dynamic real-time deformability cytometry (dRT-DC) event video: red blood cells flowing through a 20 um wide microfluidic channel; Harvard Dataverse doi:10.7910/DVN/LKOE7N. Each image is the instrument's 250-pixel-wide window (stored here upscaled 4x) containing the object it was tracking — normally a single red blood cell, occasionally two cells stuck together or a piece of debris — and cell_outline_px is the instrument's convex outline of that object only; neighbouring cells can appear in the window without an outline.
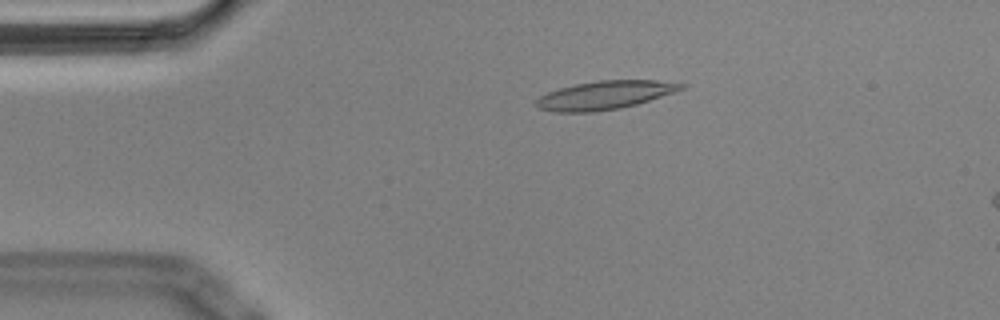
{"species": "Egyptian fruit bat (a non-hibernating species)", "species_latin": "Rousettus aegyptiacus", "temperature_condition": "cold", "stored_images_in_passage": 54, "camera_frame_rate_fps": 3000, "um_per_image_px": 0.085, "animal": {"sex": "male"}, "frame": {"image": 1, "passage_image": 10, "time_ms": 3.0, "image_size_px": [1000, 320], "cell_outline_px": [[688, 84], [684, 88], [636, 104], [616, 108], [592, 112], [552, 112], [540, 108], [536, 104], [536, 100], [540, 96], [548, 92], [560, 88], [576, 84], [600, 80], [656, 80]], "centroid_in_image_um": [51.38, 8.08], "position_along_channel_um": 33.6, "area_um2": 23.58}}
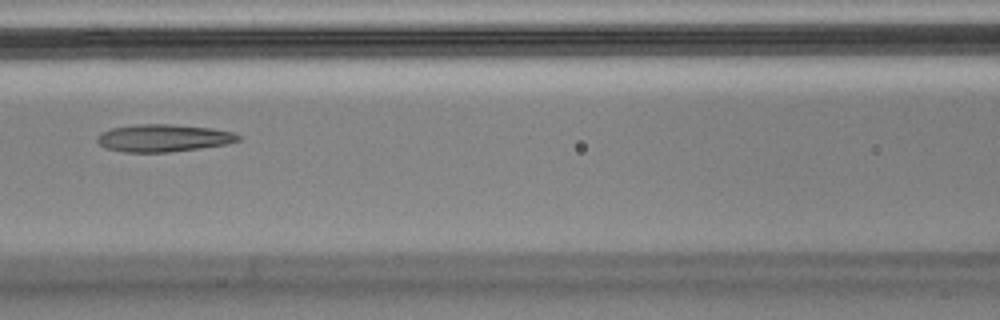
{"frame": {"image": 2, "passage_image": 23, "time_ms": 7.333, "image_size_px": [1000, 320], "cell_outline_px": [[240, 140], [228, 144], [200, 148], [168, 152], [124, 152], [104, 148], [96, 140], [96, 136], [100, 132], [112, 128], [136, 124], [172, 124], [212, 128], [232, 132], [240, 136]], "centroid_in_image_um": [13.86, 11.73], "position_along_channel_um": 152.7, "area_um2": 22.66}}
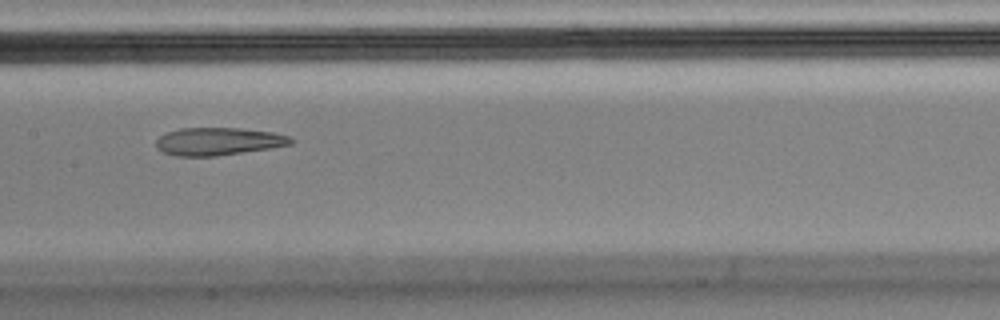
{"frame": {"image": 3, "passage_image": 26, "time_ms": 8.333, "image_size_px": [1000, 320], "cell_outline_px": [[296, 140], [292, 144], [272, 148], [216, 156], [176, 156], [164, 152], [156, 148], [156, 140], [160, 136], [168, 132], [180, 128], [240, 128], [272, 132], [288, 136]], "centroid_in_image_um": [18.58, 12.02], "position_along_channel_um": 188.8, "area_um2": 21.79}, "authors_computed_cell_mechanics": {"area_um2": 23.5824, "velocity_mm_per_s": 3.6147, "shape_relaxation_time_tau1_ms": null, "shape_relaxation_time_tau2_ms": 1.6894, "deformation_change_tau1": null, "deformation_change_tau2": 0.0931}}